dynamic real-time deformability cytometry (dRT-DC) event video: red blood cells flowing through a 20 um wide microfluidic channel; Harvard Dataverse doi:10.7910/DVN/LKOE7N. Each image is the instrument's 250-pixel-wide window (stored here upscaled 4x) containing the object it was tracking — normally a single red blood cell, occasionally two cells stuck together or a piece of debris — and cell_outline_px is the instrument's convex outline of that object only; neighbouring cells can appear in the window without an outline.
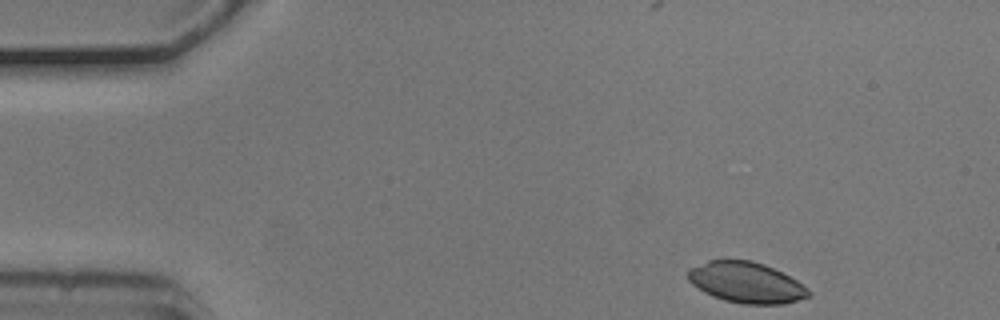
{"species": "common noctule bat (a hibernating species)", "species_latin": "Nyctalus noctula", "temperature_condition": "cold", "stored_images_in_passage": 15, "camera_frame_rate_fps": 3000, "um_per_image_px": 0.085, "animal": {"sex": "male", "body_mass_g": 20.5, "forearm_length_mm": 52.5}, "frame": {"image": 1, "passage_image": 1, "time_ms": 0.0, "image_size_px": [1000, 320], "cell_outline_px": [[812, 296], [784, 304], [744, 304], [724, 300], [712, 296], [704, 292], [692, 284], [688, 280], [688, 272], [692, 268], [708, 260], [752, 260], [764, 264], [796, 280], [808, 288], [812, 292]], "centroid_in_image_um": [63.46, 24.03], "position_along_channel_um": 21.5, "area_um2": 28.55}}
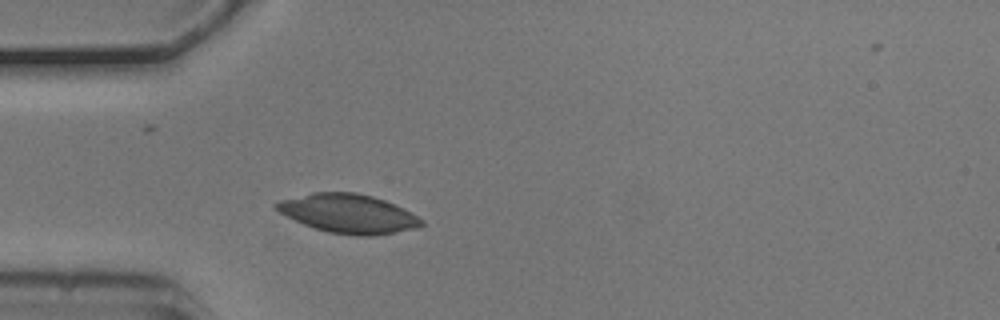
{"frame": {"image": 2, "passage_image": 10, "time_ms": 3.0, "image_size_px": [1000, 320], "cell_outline_px": [[424, 224], [416, 228], [376, 236], [356, 236], [328, 232], [312, 228], [272, 208], [272, 204], [280, 200], [312, 192], [356, 192], [372, 196], [384, 200], [424, 220]], "centroid_in_image_um": [29.56, 18.16], "position_along_channel_um": 55.4, "area_um2": 32.83}}